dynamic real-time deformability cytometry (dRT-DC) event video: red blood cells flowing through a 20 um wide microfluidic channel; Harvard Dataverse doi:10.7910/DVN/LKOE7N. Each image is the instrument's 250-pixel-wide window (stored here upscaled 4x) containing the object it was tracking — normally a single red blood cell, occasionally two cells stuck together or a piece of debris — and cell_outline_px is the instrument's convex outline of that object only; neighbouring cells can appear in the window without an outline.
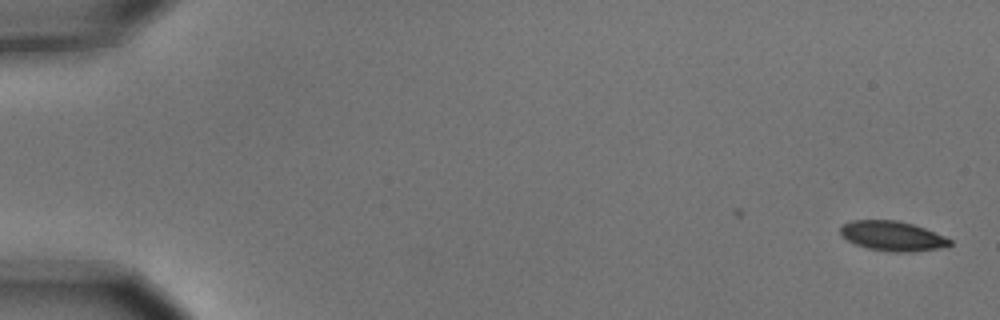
{"species": "common noctule bat (a hibernating species)", "species_latin": "Nyctalus noctula", "temperature_condition": "cold", "stored_images_in_passage": 2, "camera_frame_rate_fps": 3000, "um_per_image_px": 0.085, "animal": {"sex": "male", "body_mass_g": 15.6}, "frame": {"image": 1, "passage_image": 2, "time_ms": 0.333, "image_size_px": [1000, 320], "cell_outline_px": [[952, 244], [936, 248], [912, 252], [888, 252], [868, 248], [856, 244], [840, 236], [840, 224], [852, 220], [896, 220], [912, 224], [924, 228], [944, 236], [952, 240]], "centroid_in_image_um": [75.8, 20.05], "position_along_channel_um": 9.2, "area_um2": 18.96}}